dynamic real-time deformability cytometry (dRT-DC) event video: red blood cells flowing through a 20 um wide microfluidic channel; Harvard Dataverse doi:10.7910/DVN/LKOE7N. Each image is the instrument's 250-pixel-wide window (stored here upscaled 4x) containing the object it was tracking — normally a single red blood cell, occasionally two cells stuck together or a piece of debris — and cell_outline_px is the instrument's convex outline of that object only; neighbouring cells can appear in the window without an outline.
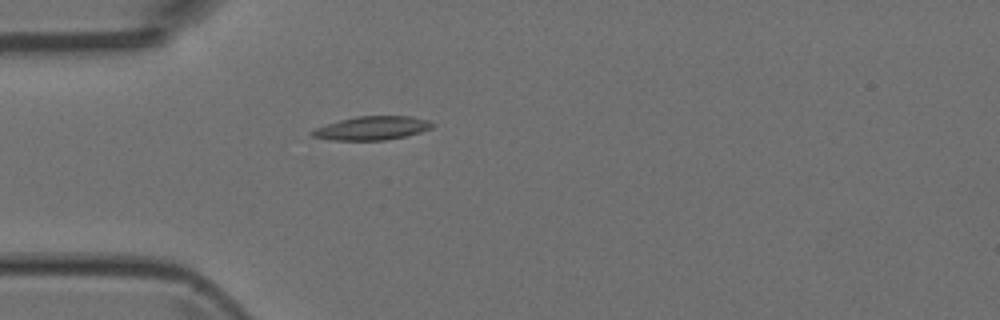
{"species": "Egyptian fruit bat (a non-hibernating species)", "species_latin": "Rousettus aegyptiacus", "temperature_condition": "room temperature", "stored_images_in_passage": 4, "camera_frame_rate_fps": 3000, "um_per_image_px": 0.085, "animal": {"sex": "female"}, "frame": {"image": 1, "passage_image": 4, "time_ms": 3.667, "image_size_px": [1000, 320], "cell_outline_px": [[436, 124], [432, 128], [420, 132], [404, 136], [384, 140], [336, 140], [312, 136], [308, 132], [316, 128], [340, 120], [356, 116], [412, 116], [428, 120]], "centroid_in_image_um": [31.66, 10.88], "position_along_channel_um": 53.3, "area_um2": 16.42}}